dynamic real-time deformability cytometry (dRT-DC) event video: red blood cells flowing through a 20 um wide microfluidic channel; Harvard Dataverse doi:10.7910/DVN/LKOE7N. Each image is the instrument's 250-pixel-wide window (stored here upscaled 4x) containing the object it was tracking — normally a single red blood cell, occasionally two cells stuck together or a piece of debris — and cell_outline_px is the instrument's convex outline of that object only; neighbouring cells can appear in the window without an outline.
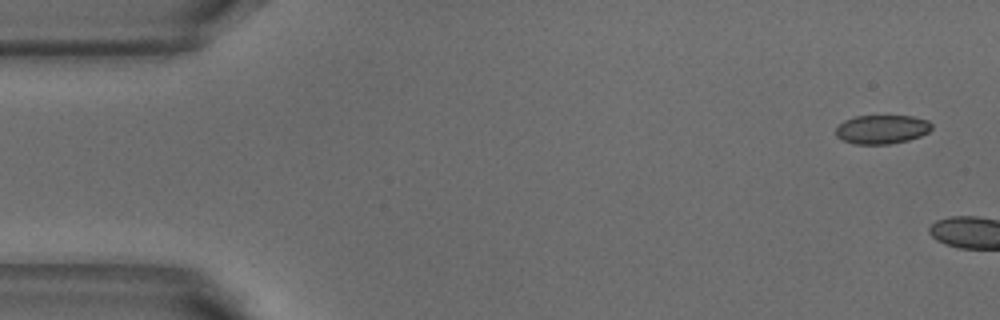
{"species": "common noctule bat (a hibernating species)", "species_latin": "Nyctalus noctula", "temperature_condition": "warm", "stored_images_in_passage": 2, "camera_frame_rate_fps": 3000, "um_per_image_px": 0.085, "animal": {"sex": "male", "body_mass_g": 18.8}, "frame": {"image": 1, "passage_image": 1, "time_ms": 0.0, "image_size_px": [1000, 320], "cell_outline_px": [[932, 128], [928, 132], [920, 136], [908, 140], [888, 144], [856, 144], [844, 140], [836, 136], [836, 128], [844, 120], [856, 116], [912, 116], [928, 120], [932, 124]], "centroid_in_image_um": [74.97, 10.99], "position_along_channel_um": 10.0, "area_um2": 16.07}}